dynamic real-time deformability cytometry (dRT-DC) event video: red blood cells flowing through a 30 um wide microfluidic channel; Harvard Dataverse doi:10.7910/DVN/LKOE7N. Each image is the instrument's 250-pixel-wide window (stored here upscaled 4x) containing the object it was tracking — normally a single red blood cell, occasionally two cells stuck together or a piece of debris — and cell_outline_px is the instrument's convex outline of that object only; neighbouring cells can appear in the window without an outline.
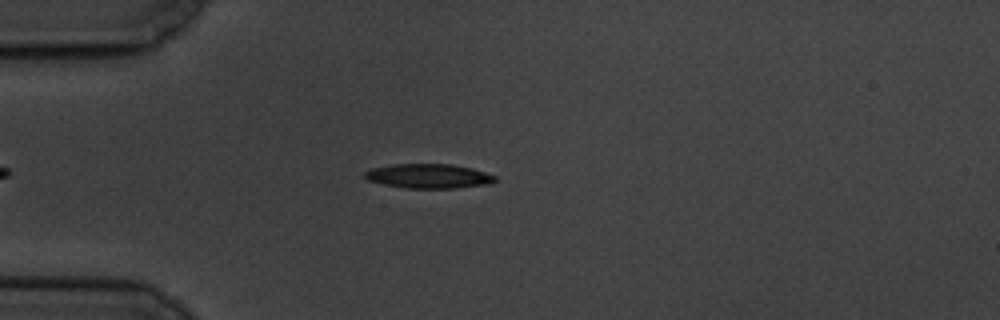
{"species": "common noctule bat (a hibernating species)", "species_latin": "Nyctalus noctula", "temperature_condition": "cold", "stored_images_in_passage": 47, "camera_frame_rate_fps": 3000, "um_per_image_px": 0.085, "animal": {"sex": "male", "body_mass_g": 19.5, "forearm_length_mm": 54.6}, "frame": {"image": 1, "passage_image": 9, "time_ms": 2.667, "image_size_px": [1000, 320], "cell_outline_px": [[496, 180], [488, 184], [456, 188], [404, 188], [384, 184], [368, 180], [364, 176], [364, 172], [372, 168], [392, 164], [452, 164], [472, 168], [496, 176]], "centroid_in_image_um": [36.43, 14.96], "position_along_channel_um": 48.6, "area_um2": 18.5}}
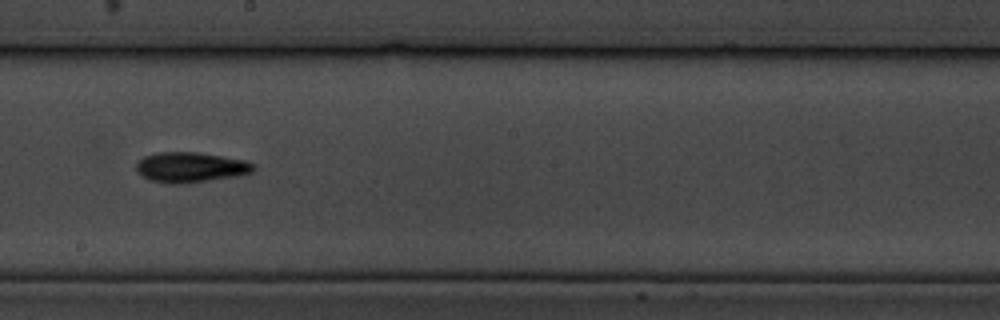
{"frame": {"image": 2, "passage_image": 26, "time_ms": 8.333, "image_size_px": [1000, 320], "cell_outline_px": [[256, 168], [252, 172], [236, 176], [180, 184], [172, 184], [148, 180], [136, 168], [136, 164], [144, 156], [156, 152], [196, 152], [248, 160], [256, 164]], "centroid_in_image_um": [16.24, 14.21], "position_along_channel_um": 232.0, "area_um2": 20.63}}
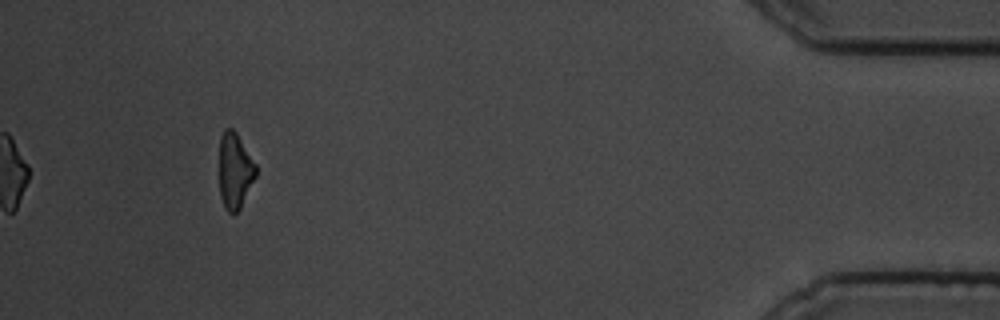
{"frame": {"image": 3, "passage_image": 47, "time_ms": 15.333, "image_size_px": [1000, 320], "cell_outline_px": [[256, 176], [240, 208], [236, 212], [228, 212], [224, 208], [220, 196], [220, 136], [224, 128], [232, 128], [236, 132], [256, 164]], "centroid_in_image_um": [19.96, 14.5], "position_along_channel_um": 415.2, "area_um2": 16.07}, "authors_computed_cell_mechanics": {"area_um2": 18.3226, "velocity_mm_per_s": 3.5076, "shape_relaxation_time_tau1_ms": 2.3292, "shape_relaxation_time_tau2_ms": null, "deformation_change_tau1": 0.1489, "deformation_change_tau2": null}}